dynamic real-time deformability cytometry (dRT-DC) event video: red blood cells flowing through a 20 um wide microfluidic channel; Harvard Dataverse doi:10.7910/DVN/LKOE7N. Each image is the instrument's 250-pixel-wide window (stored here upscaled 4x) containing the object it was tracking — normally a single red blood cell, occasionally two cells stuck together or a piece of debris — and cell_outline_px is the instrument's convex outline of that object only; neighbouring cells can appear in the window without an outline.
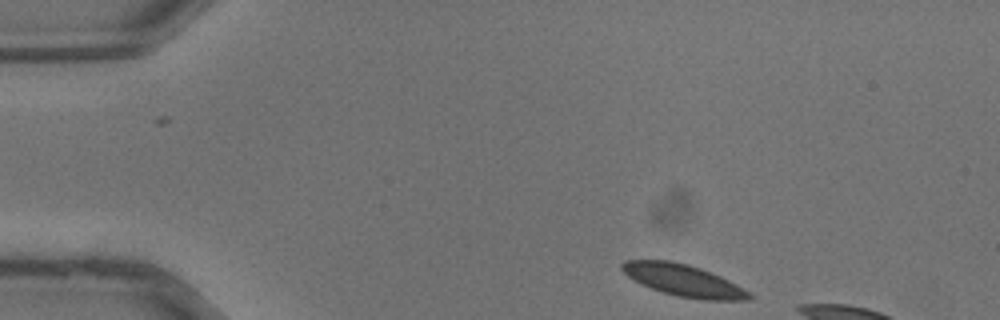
{"species": "common noctule bat (a hibernating species)", "species_latin": "Nyctalus noctula", "temperature_condition": "warm", "stored_images_in_passage": 6, "camera_frame_rate_fps": 3000, "um_per_image_px": 0.085, "animal": {"sex": "male", "body_mass_g": 13.3}, "frame": {"image": 1, "passage_image": 1, "time_ms": 0.0, "image_size_px": [1000, 320], "cell_outline_px": [[752, 296], [748, 300], [704, 300], [676, 296], [652, 288], [628, 276], [620, 268], [620, 264], [624, 260], [668, 260], [688, 264], [700, 268], [720, 276], [736, 284], [748, 292]], "centroid_in_image_um": [58.08, 23.82], "position_along_channel_um": 26.9, "area_um2": 23.24}}